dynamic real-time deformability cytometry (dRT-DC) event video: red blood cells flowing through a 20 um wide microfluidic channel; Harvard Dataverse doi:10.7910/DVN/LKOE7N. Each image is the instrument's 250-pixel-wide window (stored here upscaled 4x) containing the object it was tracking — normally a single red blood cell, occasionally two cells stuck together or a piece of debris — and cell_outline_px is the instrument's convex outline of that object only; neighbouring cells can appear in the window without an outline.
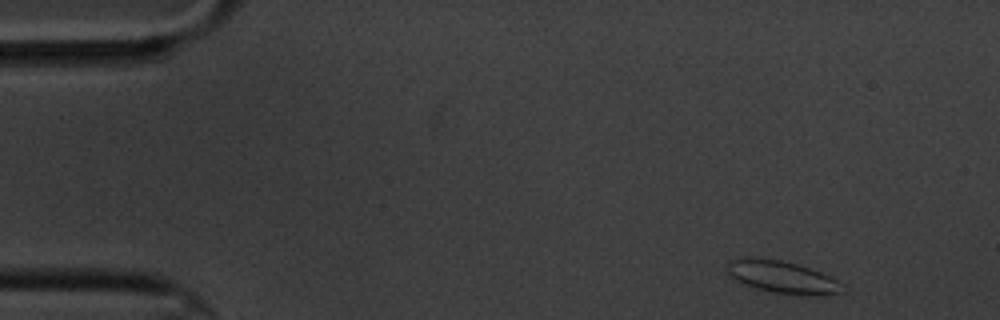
{"species": "common noctule bat (a hibernating species)", "species_latin": "Nyctalus noctula", "temperature_condition": "cold", "stored_images_in_passage": 4, "camera_frame_rate_fps": 3000, "um_per_image_px": 0.085, "animal": {"sex": "male", "body_mass_g": 20.1, "forearm_length_mm": 53.5}, "frame": {"image": 1, "passage_image": 1, "time_ms": 0.0, "image_size_px": [1000, 320], "cell_outline_px": [[848, 292], [828, 296], [800, 296], [776, 292], [756, 288], [740, 284], [728, 272], [728, 264], [732, 260], [740, 256], [752, 256], [780, 260], [796, 264], [820, 272], [836, 280]], "centroid_in_image_um": [66.52, 23.57], "position_along_channel_um": 18.5, "area_um2": 22.08}}
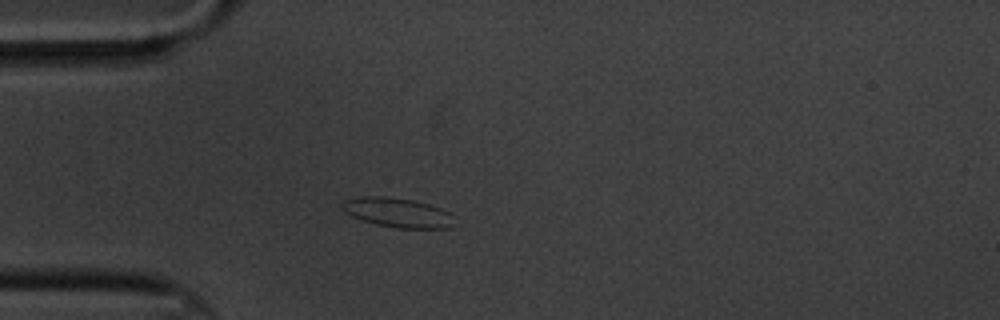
{"frame": {"image": 2, "passage_image": 3, "time_ms": 3.333, "image_size_px": [1000, 320], "cell_outline_px": [[456, 216], [452, 228], [396, 228], [376, 224], [352, 216], [344, 208], [344, 200], [360, 196], [380, 196], [412, 200], [428, 204], [440, 208]], "centroid_in_image_um": [33.88, 18.08], "position_along_channel_um": 51.1, "area_um2": 19.02}}